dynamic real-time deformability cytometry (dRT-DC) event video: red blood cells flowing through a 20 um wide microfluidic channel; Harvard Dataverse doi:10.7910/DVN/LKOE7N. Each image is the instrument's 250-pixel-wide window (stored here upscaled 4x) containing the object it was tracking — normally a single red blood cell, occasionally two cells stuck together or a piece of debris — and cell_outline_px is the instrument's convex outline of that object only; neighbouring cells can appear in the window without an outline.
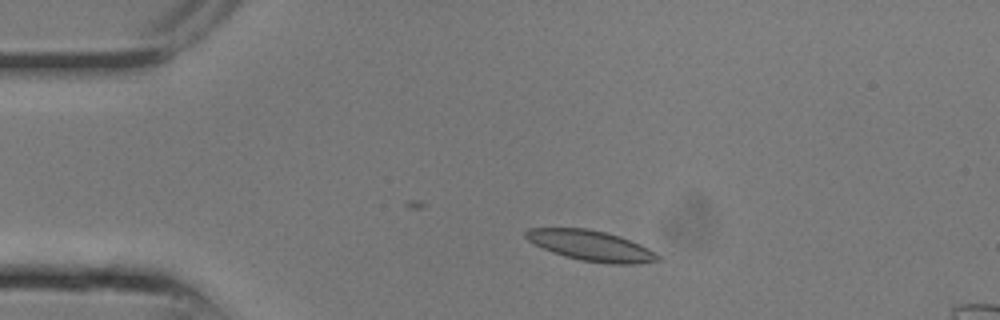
{"species": "common noctule bat (a hibernating species)", "species_latin": "Nyctalus noctula", "temperature_condition": "room temperature", "stored_images_in_passage": 6, "camera_frame_rate_fps": 3000, "um_per_image_px": 0.085, "animal": {"sex": "male", "body_mass_g": 13.3}, "frame": {"image": 1, "passage_image": 4, "time_ms": 1.0, "image_size_px": [1000, 320], "cell_outline_px": [[660, 256], [656, 260], [624, 264], [620, 264], [584, 260], [568, 256], [544, 248], [528, 240], [524, 236], [524, 232], [532, 228], [584, 228], [604, 232], [628, 240]], "centroid_in_image_um": [50.13, 20.85], "position_along_channel_um": 34.9, "area_um2": 21.96}}